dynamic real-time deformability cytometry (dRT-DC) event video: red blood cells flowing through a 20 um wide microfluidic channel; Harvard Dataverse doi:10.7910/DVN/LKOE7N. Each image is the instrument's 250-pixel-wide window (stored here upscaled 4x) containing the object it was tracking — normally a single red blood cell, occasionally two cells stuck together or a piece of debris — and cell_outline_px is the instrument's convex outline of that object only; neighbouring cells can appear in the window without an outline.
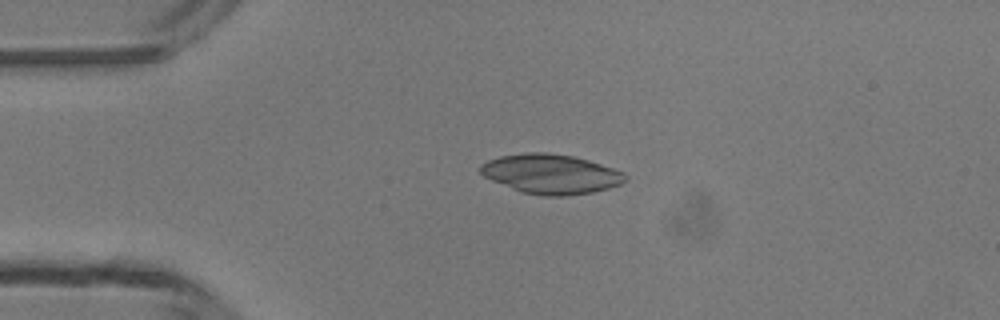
{"species": "common noctule bat (a hibernating species)", "species_latin": "Nyctalus noctula", "temperature_condition": "room temperature", "stored_images_in_passage": 2, "camera_frame_rate_fps": 3000, "um_per_image_px": 0.085, "animal": {"sex": "male", "body_mass_g": 13.3}, "frame": {"image": 1, "passage_image": 2, "time_ms": 2.0, "image_size_px": [1000, 320], "cell_outline_px": [[628, 180], [620, 184], [608, 188], [592, 192], [568, 196], [544, 196], [520, 192], [492, 180], [484, 176], [480, 172], [480, 164], [488, 160], [500, 156], [524, 152], [548, 152], [572, 156], [588, 160], [624, 172], [628, 176]], "centroid_in_image_um": [46.83, 14.79], "position_along_channel_um": 38.2, "area_um2": 33.52}}